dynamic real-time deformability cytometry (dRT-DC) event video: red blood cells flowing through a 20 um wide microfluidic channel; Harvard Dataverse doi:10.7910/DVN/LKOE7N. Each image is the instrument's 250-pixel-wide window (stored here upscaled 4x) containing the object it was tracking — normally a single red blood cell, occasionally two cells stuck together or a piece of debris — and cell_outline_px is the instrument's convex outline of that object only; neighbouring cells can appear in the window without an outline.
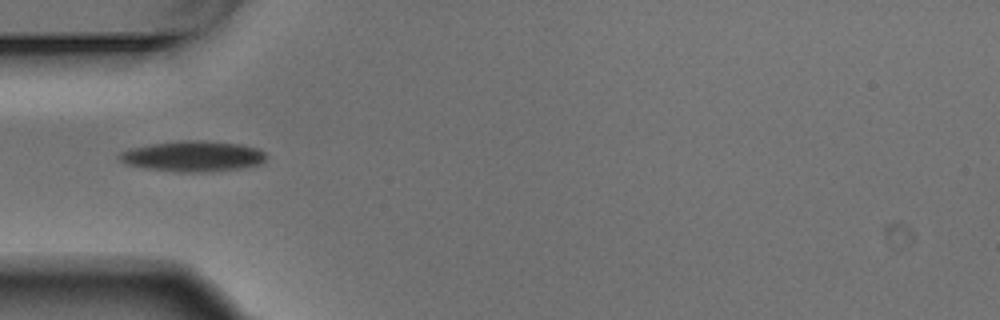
{"species": "Egyptian fruit bat (a non-hibernating species)", "species_latin": "Rousettus aegyptiacus", "temperature_condition": "warm", "stored_images_in_passage": 5, "camera_frame_rate_fps": 3000, "um_per_image_px": 0.085, "animal": {"sex": "male"}, "frame": {"image": 1, "passage_image": 4, "time_ms": 1.0, "image_size_px": [1000, 320], "cell_outline_px": [[268, 156], [264, 164], [244, 168], [200, 172], [180, 172], [144, 168], [124, 164], [116, 156], [120, 152], [128, 148], [152, 144], [180, 140], [204, 140], [240, 144], [256, 148], [264, 152]], "centroid_in_image_um": [16.4, 13.28], "position_along_channel_um": 68.6, "area_um2": 26.59}}
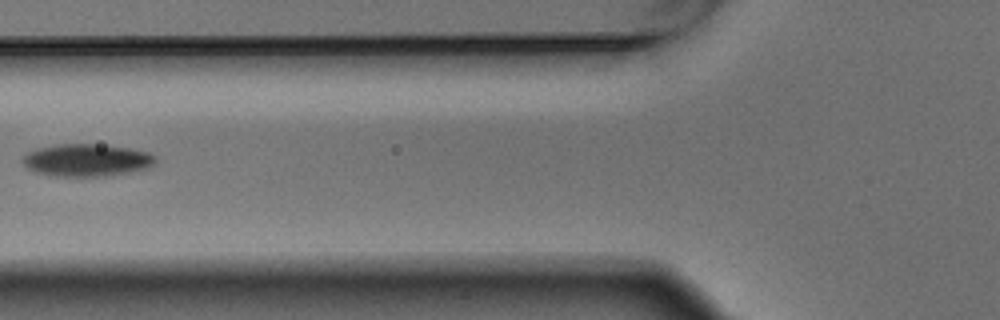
{"frame": {"image": 2, "passage_image": 5, "time_ms": 1.333, "image_size_px": [1000, 320], "cell_outline_px": [[156, 160], [148, 168], [108, 176], [56, 176], [36, 172], [28, 168], [20, 160], [28, 152], [36, 148], [56, 144], [96, 144], [128, 148], [148, 152], [156, 156]], "centroid_in_image_um": [7.35, 13.61], "position_along_channel_um": 118.5, "area_um2": 25.03}}